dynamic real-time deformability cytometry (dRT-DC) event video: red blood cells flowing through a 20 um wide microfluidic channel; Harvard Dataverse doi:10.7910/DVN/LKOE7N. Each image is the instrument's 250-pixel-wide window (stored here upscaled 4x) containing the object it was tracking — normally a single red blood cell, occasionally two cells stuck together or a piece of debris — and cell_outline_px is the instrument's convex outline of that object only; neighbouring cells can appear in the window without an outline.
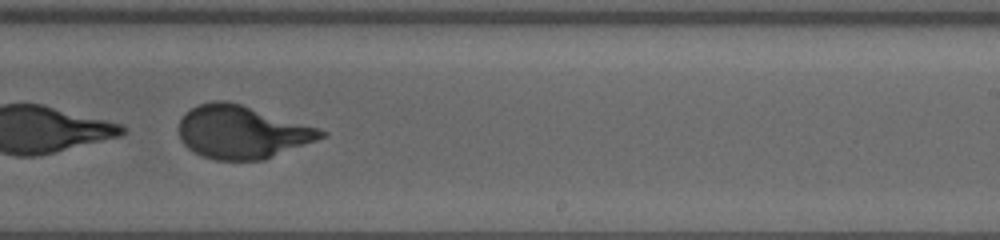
{"species": "human", "species_latin": "Homo sapiens", "temperature_condition": "warm", "stored_images_in_passage": 41, "camera_frame_rate_fps": 3000, "um_per_image_px": 0.085, "donor": {"sex": "female"}, "frame": {"image": 1, "passage_image": 31, "time_ms": 10.0, "image_size_px": [1000, 240], "cell_outline_px": [[328, 136], [264, 160], [216, 160], [192, 152], [180, 140], [180, 120], [184, 112], [196, 104], [212, 100], [228, 100], [320, 128], [328, 132]], "centroid_in_image_um": [20.57, 11.21], "position_along_channel_um": 268.4, "area_um2": 44.27}}